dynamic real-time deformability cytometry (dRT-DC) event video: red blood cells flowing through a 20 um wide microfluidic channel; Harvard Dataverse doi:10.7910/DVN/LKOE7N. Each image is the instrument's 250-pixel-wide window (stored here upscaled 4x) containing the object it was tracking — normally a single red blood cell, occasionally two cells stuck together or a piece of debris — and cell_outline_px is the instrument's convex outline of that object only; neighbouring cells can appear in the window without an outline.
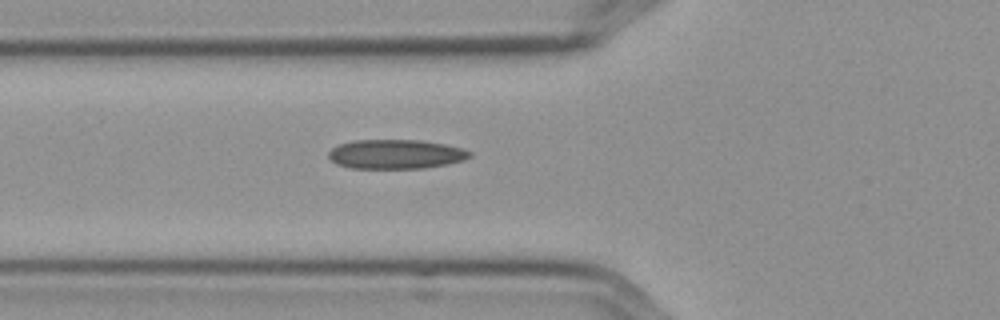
{"species": "Egyptian fruit bat (a non-hibernating species)", "species_latin": "Rousettus aegyptiacus", "temperature_condition": "cold", "stored_images_in_passage": 6, "camera_frame_rate_fps": 3000, "um_per_image_px": 0.085, "frame": {"image": 1, "passage_image": 6, "time_ms": 1.667, "image_size_px": [1000, 320], "cell_outline_px": [[472, 156], [464, 160], [448, 164], [424, 168], [348, 168], [336, 164], [328, 156], [328, 152], [332, 148], [340, 144], [352, 140], [420, 140], [444, 144], [464, 148], [472, 152]], "centroid_in_image_um": [33.66, 13.1], "position_along_channel_um": 92.1, "area_um2": 24.28}}